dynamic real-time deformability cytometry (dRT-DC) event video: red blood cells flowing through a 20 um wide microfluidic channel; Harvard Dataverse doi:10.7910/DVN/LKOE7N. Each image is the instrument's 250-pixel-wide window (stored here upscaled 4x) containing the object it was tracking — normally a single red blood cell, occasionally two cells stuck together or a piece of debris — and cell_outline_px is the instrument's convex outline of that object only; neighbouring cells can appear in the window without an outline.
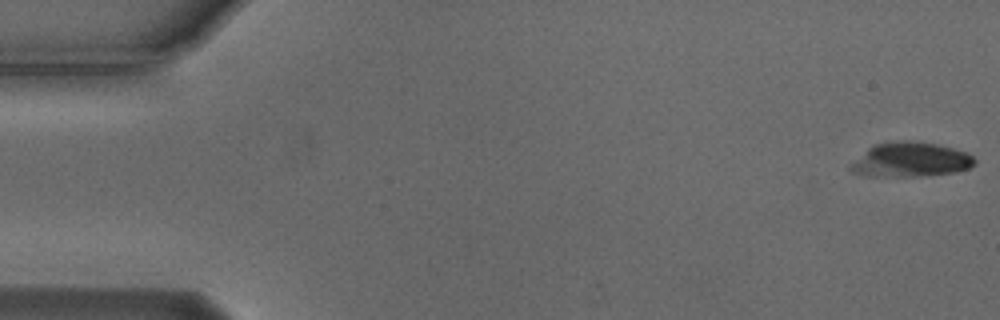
{"species": "Egyptian fruit bat (a non-hibernating species)", "species_latin": "Rousettus aegyptiacus", "temperature_condition": "cold", "stored_images_in_passage": 54, "segment_of_instrument_passage": [1, 2], "camera_frame_rate_fps": 3000, "um_per_image_px": 0.085, "animal": {"sex": "male"}, "frame": {"image": 1, "passage_image": 1, "time_ms": 0.0, "image_size_px": [1000, 320], "cell_outline_px": [[976, 164], [968, 168], [952, 172], [916, 176], [868, 176], [852, 172], [848, 168], [872, 144], [904, 140], [908, 140], [936, 144], [968, 152], [976, 160]], "centroid_in_image_um": [77.4, 13.57], "position_along_channel_um": 7.6, "area_um2": 24.68}}
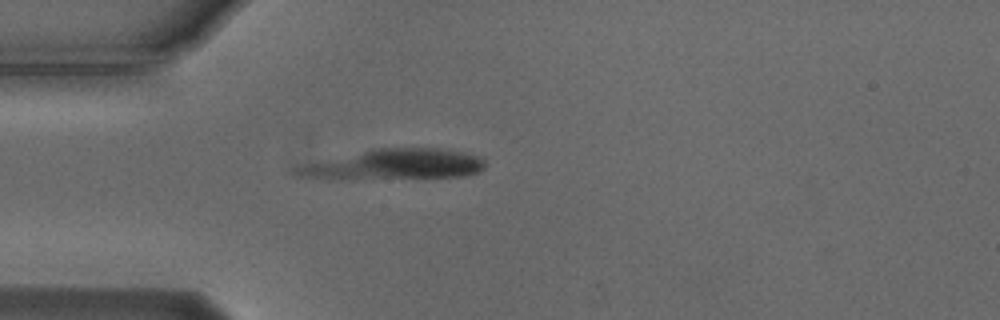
{"frame": {"image": 2, "passage_image": 15, "time_ms": 4.667, "image_size_px": [1000, 320], "cell_outline_px": [[484, 168], [480, 172], [468, 176], [300, 176], [292, 172], [296, 168], [308, 164], [372, 148], [440, 148], [480, 156], [484, 160]], "centroid_in_image_um": [33.73, 13.91], "position_along_channel_um": 51.3, "area_um2": 31.04}}